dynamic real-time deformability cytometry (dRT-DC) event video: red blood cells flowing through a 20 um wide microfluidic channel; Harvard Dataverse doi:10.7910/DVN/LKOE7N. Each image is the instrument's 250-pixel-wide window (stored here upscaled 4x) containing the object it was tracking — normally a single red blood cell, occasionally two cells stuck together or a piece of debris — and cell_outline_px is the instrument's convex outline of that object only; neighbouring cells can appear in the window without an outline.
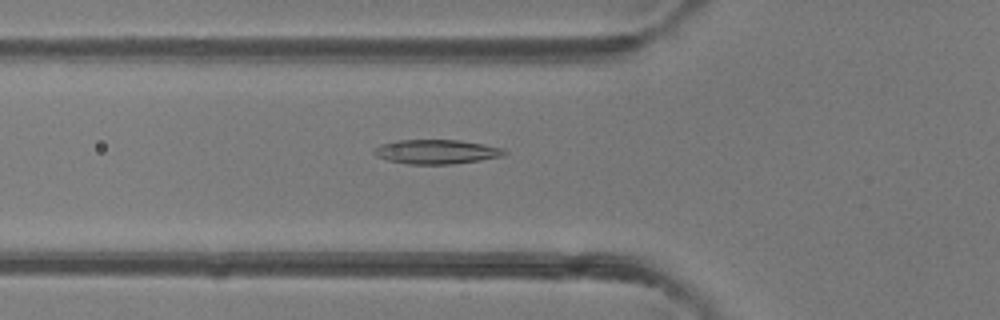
{"species": "common noctule bat (a hibernating species)", "species_latin": "Nyctalus noctula", "temperature_condition": "room temperature", "stored_images_in_passage": 39, "camera_frame_rate_fps": 3000, "um_per_image_px": 0.085, "animal": {"sex": "female"}, "frame": {"image": 1, "passage_image": 6, "time_ms": 1.667, "image_size_px": [1000, 320], "cell_outline_px": [[508, 152], [504, 156], [480, 160], [452, 164], [408, 164], [388, 160], [376, 156], [372, 152], [372, 148], [380, 144], [396, 140], [460, 140], [484, 144], [504, 148]], "centroid_in_image_um": [37.09, 12.89], "position_along_channel_um": 88.7, "area_um2": 18.67}}
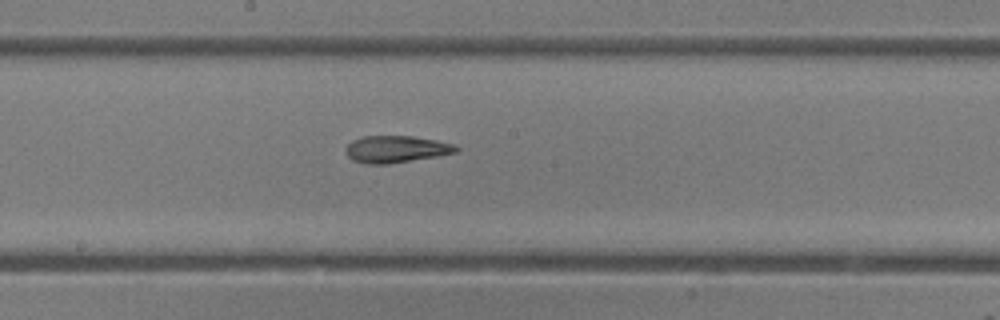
{"frame": {"image": 2, "passage_image": 15, "time_ms": 4.667, "image_size_px": [1000, 320], "cell_outline_px": [[460, 148], [456, 152], [436, 156], [388, 164], [364, 164], [352, 160], [348, 156], [344, 148], [352, 140], [364, 136], [412, 136], [436, 140], [456, 144]], "centroid_in_image_um": [33.65, 12.68], "position_along_channel_um": 214.6, "area_um2": 17.4}}
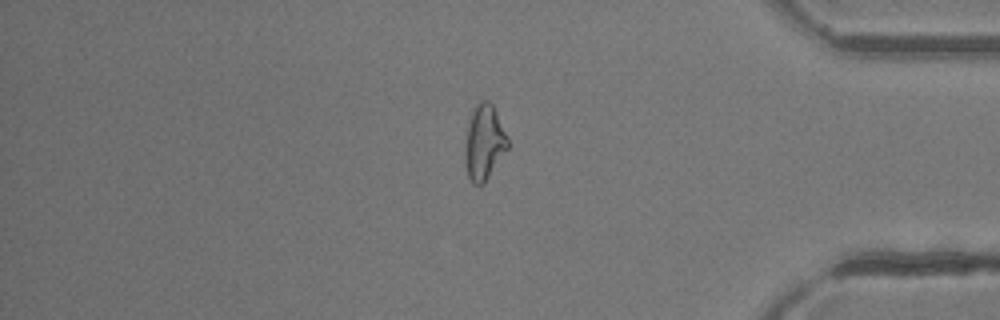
{"frame": {"image": 3, "passage_image": 30, "time_ms": 9.667, "image_size_px": [1000, 320], "cell_outline_px": [[508, 148], [484, 184], [472, 184], [468, 176], [464, 160], [464, 148], [468, 124], [472, 108], [480, 100], [488, 100], [492, 104], [508, 136]], "centroid_in_image_um": [41.14, 12.1], "position_along_channel_um": 394.1, "area_um2": 18.9}, "authors_computed_cell_mechanics": {"area_um2": 17.918, "velocity_mm_per_s": 4.1605, "shape_relaxation_time_tau1_ms": 9.2247, "shape_relaxation_time_tau2_ms": 2.5871, "deformation_change_tau1": 0.2472, "deformation_change_tau2": 0.0971}}